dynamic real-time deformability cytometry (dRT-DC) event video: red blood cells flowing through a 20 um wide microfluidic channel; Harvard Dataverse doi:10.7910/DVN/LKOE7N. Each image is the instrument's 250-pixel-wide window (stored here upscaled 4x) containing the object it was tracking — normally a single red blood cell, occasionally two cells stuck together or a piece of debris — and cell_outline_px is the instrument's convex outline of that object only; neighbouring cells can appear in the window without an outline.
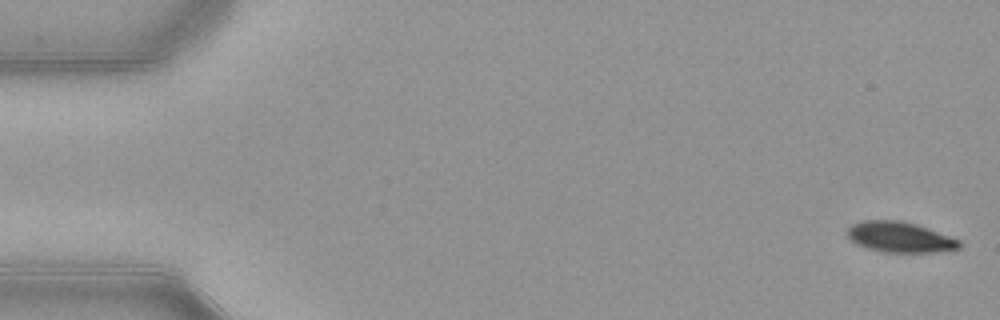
{"species": "common noctule bat (a hibernating species)", "species_latin": "Nyctalus noctula", "temperature_condition": "warm", "stored_images_in_passage": 53, "camera_frame_rate_fps": 3000, "um_per_image_px": 0.085, "animal": {"sex": "female", "body_mass_g": 21.9}, "frame": {"image": 1, "passage_image": 1, "time_ms": 0.0, "image_size_px": [1000, 320], "cell_outline_px": [[960, 248], [936, 252], [884, 252], [868, 248], [856, 244], [844, 232], [852, 224], [864, 220], [900, 220], [916, 224], [928, 228], [960, 240]], "centroid_in_image_um": [76.46, 20.15], "position_along_channel_um": 8.5, "area_um2": 19.88}}
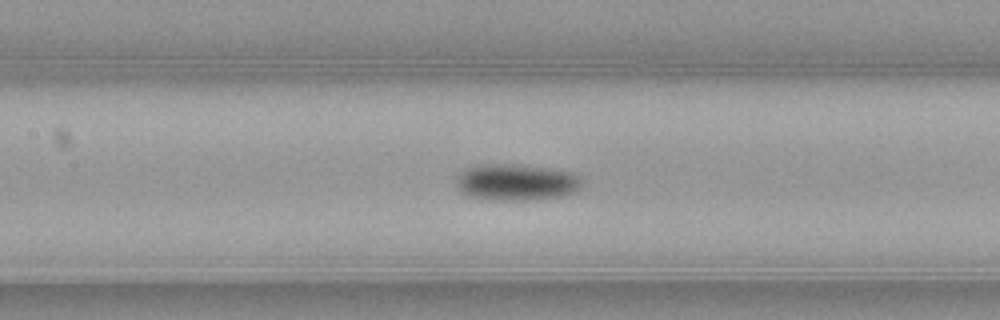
{"frame": {"image": 2, "passage_image": 24, "time_ms": 7.667, "image_size_px": [1000, 320], "cell_outline_px": [[584, 180], [580, 188], [576, 192], [560, 196], [528, 200], [492, 200], [468, 196], [456, 184], [456, 176], [464, 168], [480, 164], [516, 164], [548, 168], [572, 172], [580, 176]], "centroid_in_image_um": [43.9, 15.48], "position_along_channel_um": 163.5, "area_um2": 26.99}}
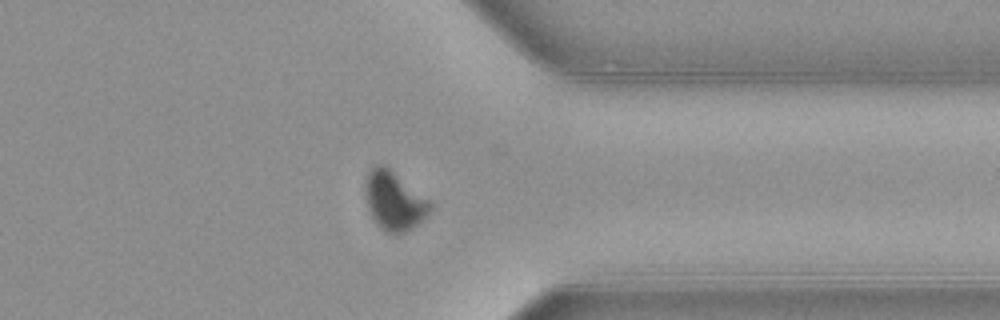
{"frame": {"image": 3, "passage_image": 41, "time_ms": 13.333, "image_size_px": [1000, 320], "cell_outline_px": [[432, 208], [428, 216], [412, 228], [404, 232], [388, 232], [380, 228], [376, 224], [368, 208], [364, 192], [368, 172], [376, 164], [384, 164], [428, 200], [432, 204]], "centroid_in_image_um": [33.49, 17.07], "position_along_channel_um": 377.9, "area_um2": 21.85}, "authors_computed_cell_mechanics": {"area_um2": 23.2934, "velocity_mm_per_s": 3.9024, "shape_relaxation_time_tau1_ms": 2.3653, "shape_relaxation_time_tau2_ms": null, "deformation_change_tau1": 0.1299, "deformation_change_tau2": null}}